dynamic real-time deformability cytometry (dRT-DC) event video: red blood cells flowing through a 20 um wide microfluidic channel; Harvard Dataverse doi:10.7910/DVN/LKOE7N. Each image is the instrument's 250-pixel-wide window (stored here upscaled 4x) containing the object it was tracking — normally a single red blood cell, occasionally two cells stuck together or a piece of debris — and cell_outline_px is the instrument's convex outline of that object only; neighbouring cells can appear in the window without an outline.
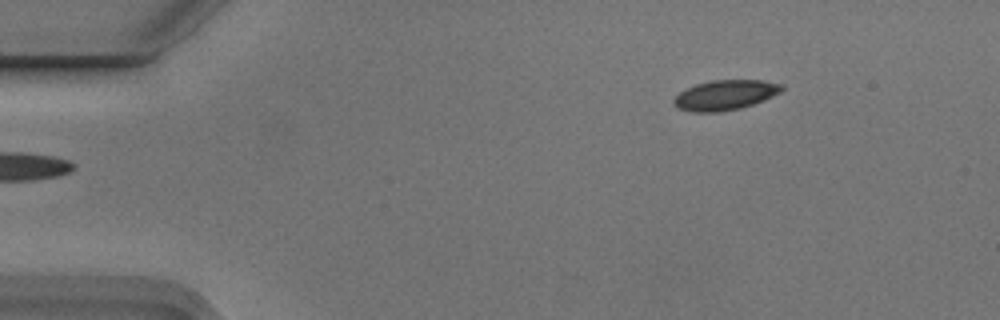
{"species": "Egyptian fruit bat (a non-hibernating species)", "species_latin": "Rousettus aegyptiacus", "temperature_condition": "cold", "stored_images_in_passage": 3, "camera_frame_rate_fps": 3000, "um_per_image_px": 0.085, "animal": {"sex": "male"}, "frame": {"image": 1, "passage_image": 3, "time_ms": 0.667, "image_size_px": [1000, 320], "cell_outline_px": [[784, 88], [780, 92], [764, 100], [740, 108], [720, 112], [692, 112], [676, 108], [672, 104], [672, 100], [680, 92], [696, 84], [712, 80], [760, 80], [784, 84]], "centroid_in_image_um": [61.62, 8.08], "position_along_channel_um": 23.4, "area_um2": 18.9}}